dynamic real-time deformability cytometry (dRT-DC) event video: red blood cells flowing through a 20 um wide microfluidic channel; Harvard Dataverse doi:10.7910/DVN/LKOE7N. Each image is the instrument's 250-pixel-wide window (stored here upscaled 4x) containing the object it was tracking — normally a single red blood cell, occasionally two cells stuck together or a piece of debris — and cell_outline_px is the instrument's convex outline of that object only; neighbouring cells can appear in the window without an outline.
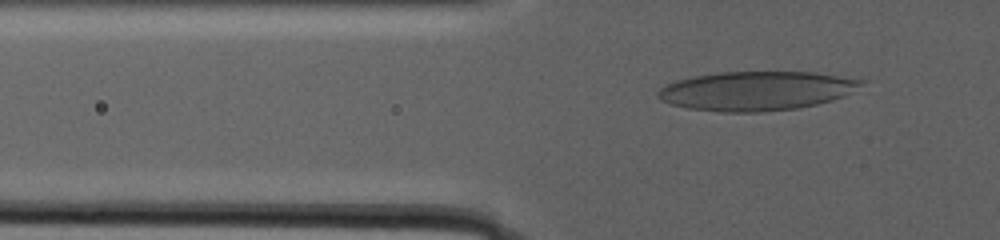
{"species": "human", "species_latin": "Homo sapiens", "temperature_condition": "warm", "stored_images_in_passage": 67, "camera_frame_rate_fps": 3000, "um_per_image_px": 0.085, "donor": {"sex": "male"}, "frame": {"image": 1, "passage_image": 25, "time_ms": 12.333, "image_size_px": [1000, 240], "cell_outline_px": [[868, 80], [844, 96], [832, 100], [816, 104], [796, 108], [760, 112], [720, 112], [688, 108], [672, 104], [660, 100], [656, 96], [656, 92], [660, 88], [676, 80], [692, 76], [716, 72], [816, 72], [860, 76]], "centroid_in_image_um": [64.36, 7.7], "position_along_channel_um": 61.4, "area_um2": 46.99}}
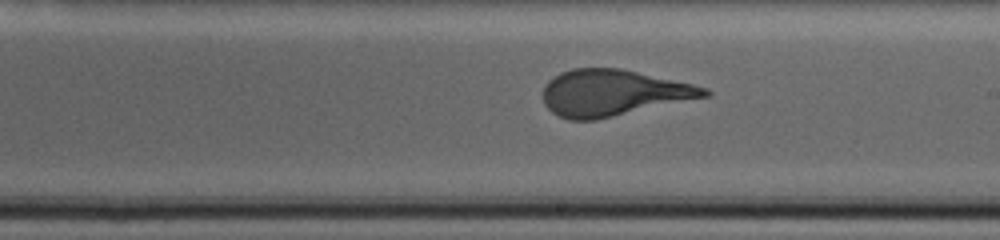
{"frame": {"image": 2, "passage_image": 48, "time_ms": 21.667, "image_size_px": [1000, 240], "cell_outline_px": [[712, 92], [708, 96], [596, 120], [568, 120], [552, 112], [544, 104], [544, 84], [548, 80], [560, 72], [572, 68], [620, 68], [692, 84], [708, 88]], "centroid_in_image_um": [52.09, 7.89], "position_along_channel_um": 236.9, "area_um2": 43.35}}
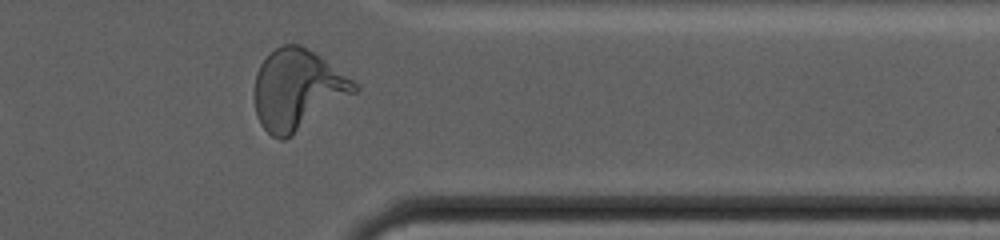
{"frame": {"image": 3, "passage_image": 64, "time_ms": 29.0, "image_size_px": [1000, 240], "cell_outline_px": [[360, 88], [356, 92], [284, 140], [280, 140], [272, 136], [260, 124], [256, 116], [256, 72], [260, 64], [276, 48], [284, 44], [300, 44], [320, 56], [360, 84]], "centroid_in_image_um": [25.3, 7.6], "position_along_channel_um": 386.1, "area_um2": 46.07}}